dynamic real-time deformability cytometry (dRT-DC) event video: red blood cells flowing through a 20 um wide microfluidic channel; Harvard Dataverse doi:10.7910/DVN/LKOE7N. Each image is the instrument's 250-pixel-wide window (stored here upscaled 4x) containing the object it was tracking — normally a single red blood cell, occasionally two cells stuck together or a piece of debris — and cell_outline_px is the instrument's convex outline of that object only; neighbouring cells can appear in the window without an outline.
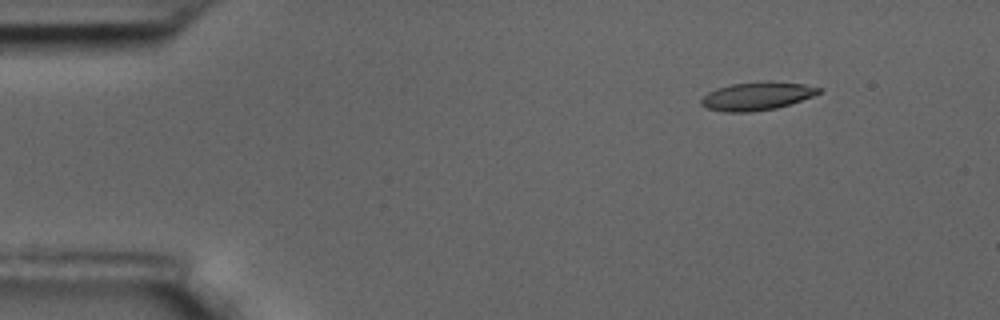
{"species": "common noctule bat (a hibernating species)", "species_latin": "Nyctalus noctula", "temperature_condition": "room temperature", "stored_images_in_passage": 5, "camera_frame_rate_fps": 3000, "um_per_image_px": 0.085, "animal": {"sex": "male", "body_mass_g": 17.5, "forearm_length_mm": 52.3}, "frame": {"image": 1, "passage_image": 3, "time_ms": 0.667, "image_size_px": [1000, 320], "cell_outline_px": [[820, 92], [812, 96], [776, 108], [752, 112], [724, 112], [708, 108], [700, 104], [700, 100], [708, 92], [716, 88], [732, 84], [768, 80], [772, 80], [804, 84], [820, 88]], "centroid_in_image_um": [64.31, 8.15], "position_along_channel_um": 20.7, "area_um2": 19.31}}
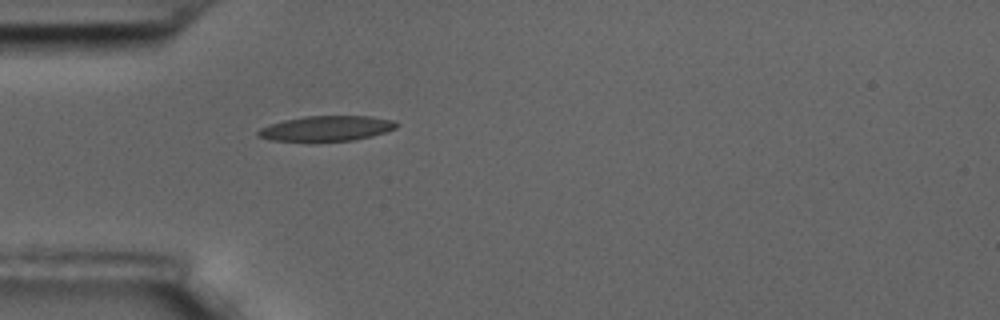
{"frame": {"image": 2, "passage_image": 5, "time_ms": 1.333, "image_size_px": [1000, 320], "cell_outline_px": [[396, 128], [372, 136], [352, 140], [312, 144], [272, 140], [256, 136], [256, 132], [260, 128], [268, 124], [284, 120], [304, 116], [372, 116], [392, 120], [396, 124]], "centroid_in_image_um": [27.65, 10.96], "position_along_channel_um": 57.4, "area_um2": 21.1}}